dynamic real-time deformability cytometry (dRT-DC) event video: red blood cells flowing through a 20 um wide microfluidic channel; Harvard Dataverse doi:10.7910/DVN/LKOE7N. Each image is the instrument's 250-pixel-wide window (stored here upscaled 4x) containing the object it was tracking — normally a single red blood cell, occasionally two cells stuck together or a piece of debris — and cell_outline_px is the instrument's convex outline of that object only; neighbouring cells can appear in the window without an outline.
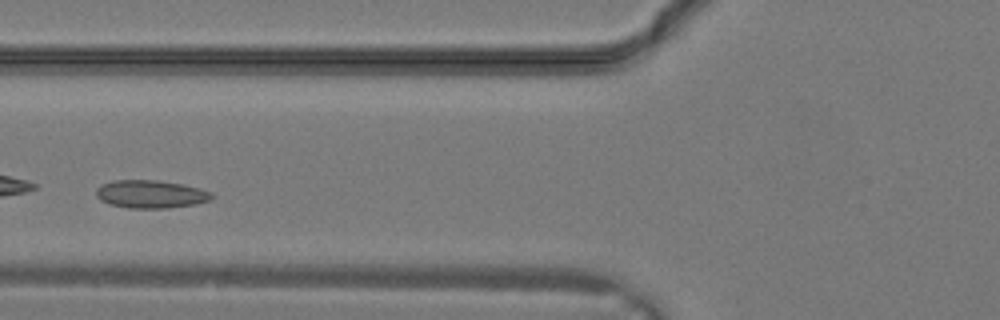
{"species": "common noctule bat (a hibernating species)", "species_latin": "Nyctalus noctula", "temperature_condition": "warm", "stored_images_in_passage": 12, "camera_frame_rate_fps": 3000, "um_per_image_px": 0.085, "animal": {"sex": "male", "body_mass_g": 19.2, "forearm_length_mm": 51.8}, "frame": {"image": 1, "passage_image": 7, "time_ms": 2.0, "image_size_px": [1000, 320], "cell_outline_px": [[212, 200], [192, 204], [168, 208], [128, 208], [112, 204], [100, 200], [96, 196], [96, 188], [112, 180], [156, 180], [184, 184], [200, 188], [212, 192]], "centroid_in_image_um": [12.82, 16.49], "position_along_channel_um": 113.0, "area_um2": 18.79}}
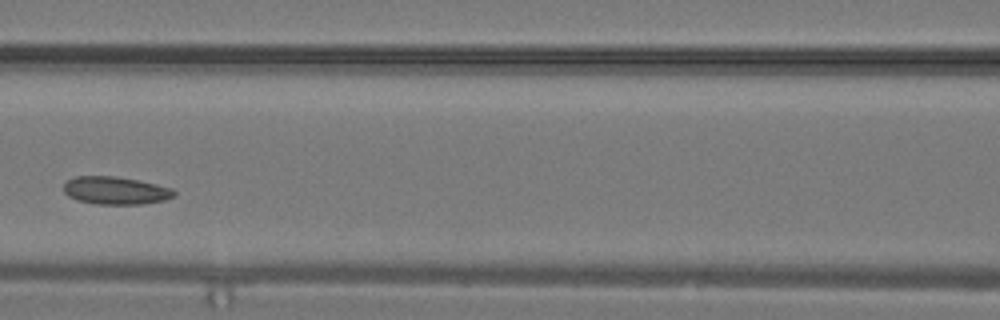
{"frame": {"image": 2, "passage_image": 9, "time_ms": 2.667, "image_size_px": [1000, 320], "cell_outline_px": [[176, 196], [164, 200], [144, 204], [96, 204], [76, 200], [68, 196], [64, 192], [64, 184], [68, 180], [76, 176], [116, 176], [156, 184], [172, 188], [176, 192]], "centroid_in_image_um": [9.83, 16.2], "position_along_channel_um": 156.8, "area_um2": 17.92}}